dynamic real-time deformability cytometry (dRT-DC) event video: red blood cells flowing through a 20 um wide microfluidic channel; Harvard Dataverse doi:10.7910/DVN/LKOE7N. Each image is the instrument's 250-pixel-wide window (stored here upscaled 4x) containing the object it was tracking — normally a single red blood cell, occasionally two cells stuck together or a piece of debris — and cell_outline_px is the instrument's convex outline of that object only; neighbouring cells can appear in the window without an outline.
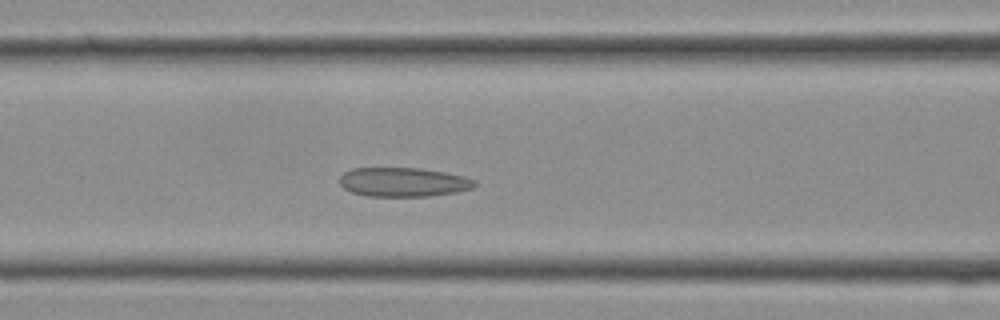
{"species": "Egyptian fruit bat (a non-hibernating species)", "species_latin": "Rousettus aegyptiacus", "temperature_condition": "cold", "stored_images_in_passage": 16, "camera_frame_rate_fps": 3000, "um_per_image_px": 0.085, "frame": {"image": 1, "passage_image": 12, "time_ms": 3.667, "image_size_px": [1000, 320], "cell_outline_px": [[476, 184], [472, 188], [456, 192], [428, 196], [368, 196], [352, 192], [344, 188], [340, 184], [340, 176], [344, 172], [352, 168], [420, 168], [444, 172], [464, 176], [476, 180]], "centroid_in_image_um": [34.28, 15.47], "position_along_channel_um": 132.3, "area_um2": 22.89}}
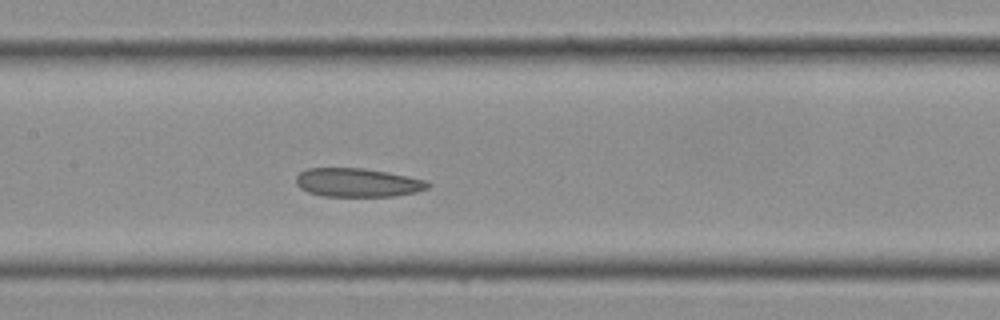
{"frame": {"image": 2, "passage_image": 14, "time_ms": 4.333, "image_size_px": [1000, 320], "cell_outline_px": [[432, 184], [428, 188], [416, 192], [396, 196], [324, 196], [308, 192], [300, 188], [296, 184], [296, 176], [300, 172], [308, 168], [364, 168], [388, 172], [428, 180]], "centroid_in_image_um": [30.43, 15.51], "position_along_channel_um": 177.0, "area_um2": 22.2}}
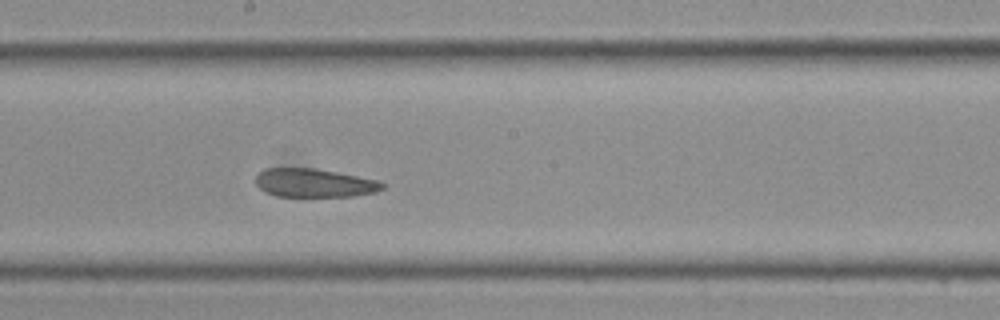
{"frame": {"image": 3, "passage_image": 16, "time_ms": 5.0, "image_size_px": [1000, 320], "cell_outline_px": [[384, 188], [376, 192], [352, 196], [276, 196], [264, 192], [256, 184], [256, 176], [264, 168], [316, 168], [380, 180], [384, 184]], "centroid_in_image_um": [26.72, 15.54], "position_along_channel_um": 221.5, "area_um2": 21.15}}